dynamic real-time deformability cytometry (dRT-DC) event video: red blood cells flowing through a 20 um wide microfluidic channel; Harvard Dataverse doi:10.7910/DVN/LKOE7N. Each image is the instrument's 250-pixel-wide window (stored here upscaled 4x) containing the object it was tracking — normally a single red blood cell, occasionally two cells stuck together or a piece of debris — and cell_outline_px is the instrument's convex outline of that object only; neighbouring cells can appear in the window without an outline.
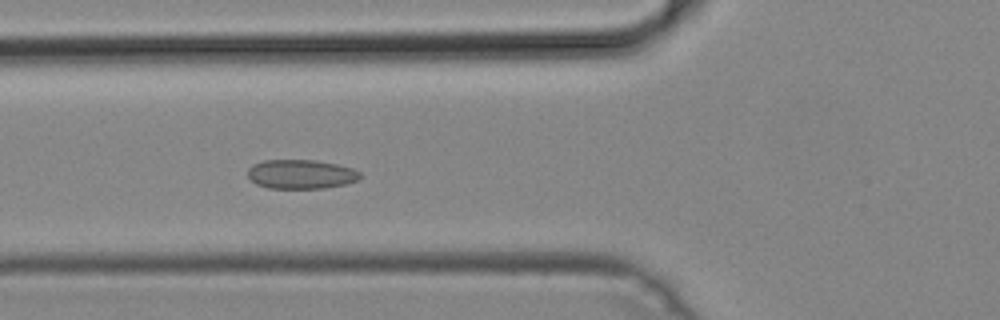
{"species": "common noctule bat (a hibernating species)", "species_latin": "Nyctalus noctula", "temperature_condition": "cold", "stored_images_in_passage": 51, "camera_frame_rate_fps": 3000, "um_per_image_px": 0.085, "animal": {"sex": "male", "body_mass_g": 19.2, "forearm_length_mm": 51.8}, "frame": {"image": 1, "passage_image": 19, "time_ms": 6.0, "image_size_px": [1000, 320], "cell_outline_px": [[360, 176], [356, 180], [344, 184], [324, 188], [268, 188], [256, 184], [248, 176], [248, 168], [252, 164], [264, 160], [316, 160], [336, 164], [352, 168], [360, 172]], "centroid_in_image_um": [25.55, 14.8], "position_along_channel_um": 100.3, "area_um2": 19.02}}
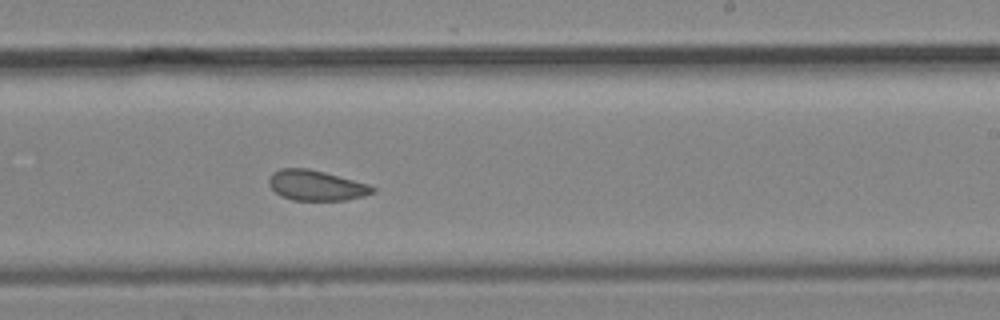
{"frame": {"image": 2, "passage_image": 31, "time_ms": 10.0, "image_size_px": [1000, 320], "cell_outline_px": [[376, 192], [364, 196], [344, 200], [292, 200], [280, 196], [268, 184], [268, 180], [272, 172], [280, 168], [308, 168], [324, 172], [368, 184], [376, 188]], "centroid_in_image_um": [26.86, 15.76], "position_along_channel_um": 262.1, "area_um2": 18.32}}
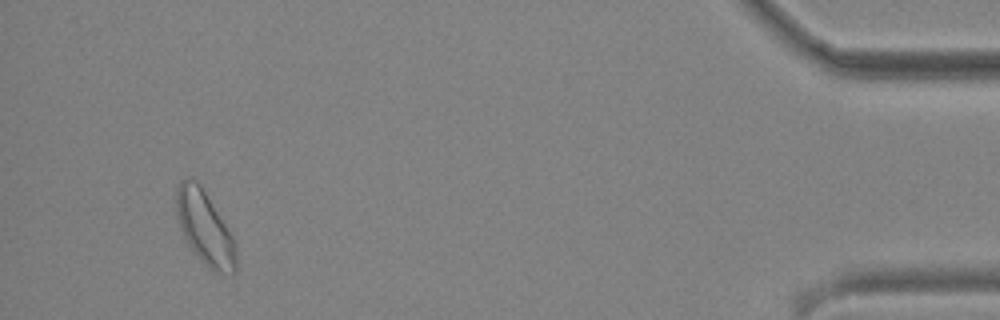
{"frame": {"image": 3, "passage_image": 48, "time_ms": 15.667, "image_size_px": [1000, 320], "cell_outline_px": [[236, 272], [212, 272], [196, 256], [188, 244], [180, 228], [176, 216], [176, 188], [180, 180], [184, 176], [196, 180], [200, 184], [232, 236], [236, 244]], "centroid_in_image_um": [17.37, 19.36], "position_along_channel_um": 417.8, "area_um2": 25.55}}